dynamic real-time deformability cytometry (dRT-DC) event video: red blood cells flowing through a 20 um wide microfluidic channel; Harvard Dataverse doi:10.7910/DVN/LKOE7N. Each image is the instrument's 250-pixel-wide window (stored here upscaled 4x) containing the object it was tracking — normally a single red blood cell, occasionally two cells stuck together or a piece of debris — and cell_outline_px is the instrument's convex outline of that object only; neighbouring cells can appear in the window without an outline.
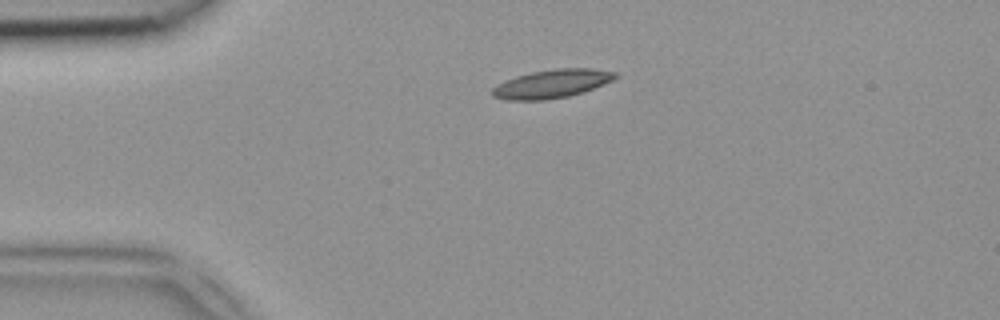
{"species": "common noctule bat (a hibernating species)", "species_latin": "Nyctalus noctula", "temperature_condition": "room temperature", "stored_images_in_passage": 39, "camera_frame_rate_fps": 3000, "um_per_image_px": 0.085, "animal": {"sex": "female", "body_mass_g": 18.4}, "frame": {"image": 1, "passage_image": 2, "time_ms": 0.333, "image_size_px": [1000, 320], "cell_outline_px": [[620, 76], [604, 84], [568, 96], [544, 100], [508, 100], [492, 96], [492, 88], [516, 76], [532, 72], [556, 68], [592, 68], [616, 72]], "centroid_in_image_um": [46.94, 7.11], "position_along_channel_um": 38.1, "area_um2": 20.11}}
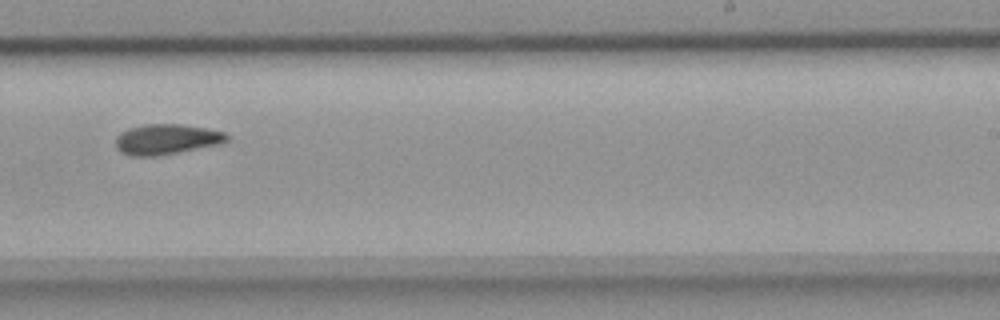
{"frame": {"image": 2, "passage_image": 21, "time_ms": 6.667, "image_size_px": [1000, 320], "cell_outline_px": [[228, 140], [220, 144], [156, 156], [132, 156], [120, 152], [116, 148], [116, 136], [120, 132], [128, 128], [144, 124], [180, 124], [204, 128], [224, 132], [228, 136]], "centroid_in_image_um": [14.11, 11.84], "position_along_channel_um": 274.9, "area_um2": 19.59}}
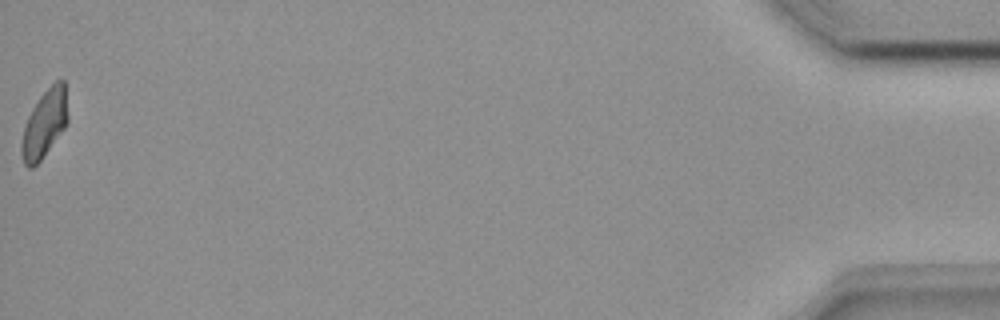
{"frame": {"image": 3, "passage_image": 39, "time_ms": 12.667, "image_size_px": [1000, 320], "cell_outline_px": [[68, 120], [64, 128], [40, 160], [32, 168], [28, 168], [24, 164], [20, 152], [20, 144], [24, 128], [28, 116], [32, 108], [40, 96], [56, 80], [64, 80], [68, 116]], "centroid_in_image_um": [3.76, 10.52], "position_along_channel_um": 431.4, "area_um2": 18.03}}